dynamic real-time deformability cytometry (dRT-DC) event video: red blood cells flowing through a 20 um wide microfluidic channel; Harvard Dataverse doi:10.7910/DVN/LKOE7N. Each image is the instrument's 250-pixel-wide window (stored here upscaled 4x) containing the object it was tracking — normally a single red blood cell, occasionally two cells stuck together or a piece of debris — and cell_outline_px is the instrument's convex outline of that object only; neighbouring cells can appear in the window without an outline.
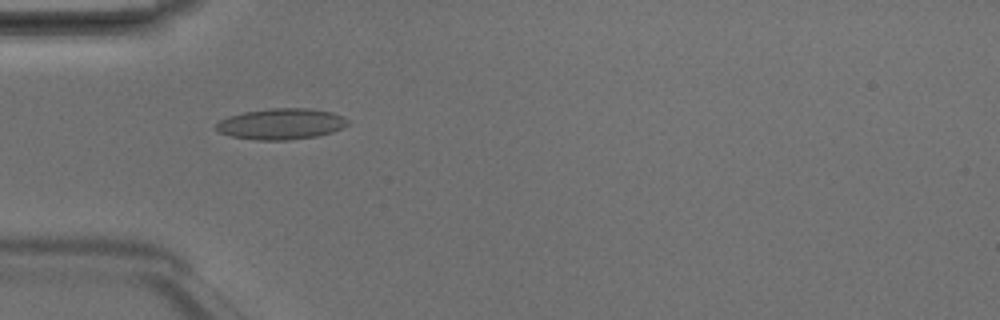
{"species": "Egyptian fruit bat (a non-hibernating species)", "species_latin": "Rousettus aegyptiacus", "temperature_condition": "room temperature", "stored_images_in_passage": 7, "camera_frame_rate_fps": 3000, "um_per_image_px": 0.085, "animal": {"sex": "male"}, "frame": {"image": 1, "passage_image": 5, "time_ms": 1.333, "image_size_px": [1000, 320], "cell_outline_px": [[348, 124], [332, 132], [316, 136], [288, 140], [256, 140], [232, 136], [220, 132], [216, 128], [216, 124], [220, 120], [228, 116], [244, 112], [272, 108], [308, 108], [332, 112], [344, 116], [348, 120]], "centroid_in_image_um": [23.91, 10.53], "position_along_channel_um": 61.1, "area_um2": 23.64}}